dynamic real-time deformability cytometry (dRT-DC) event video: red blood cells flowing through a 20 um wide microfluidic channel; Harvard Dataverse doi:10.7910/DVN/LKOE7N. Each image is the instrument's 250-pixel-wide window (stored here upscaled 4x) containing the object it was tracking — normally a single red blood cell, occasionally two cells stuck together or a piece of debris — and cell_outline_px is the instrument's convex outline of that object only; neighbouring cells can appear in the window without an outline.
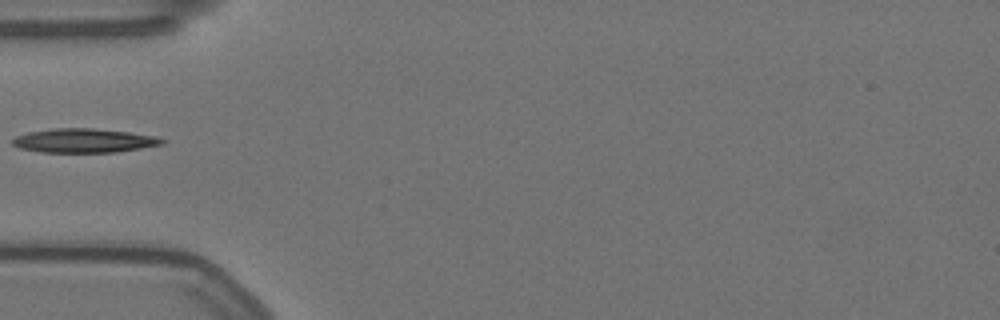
{"species": "Egyptian fruit bat (a non-hibernating species)", "species_latin": "Rousettus aegyptiacus", "temperature_condition": "warm", "stored_images_in_passage": 39, "camera_frame_rate_fps": 3000, "um_per_image_px": 0.085, "animal": {"sex": "female"}, "frame": {"image": 1, "passage_image": 1, "time_ms": 0.0, "image_size_px": [1000, 320], "cell_outline_px": [[164, 144], [116, 152], [40, 152], [20, 148], [12, 144], [12, 140], [16, 136], [28, 132], [52, 128], [92, 128], [128, 132], [156, 136], [164, 140]], "centroid_in_image_um": [7.11, 11.95], "position_along_channel_um": 77.9, "area_um2": 20.87}}
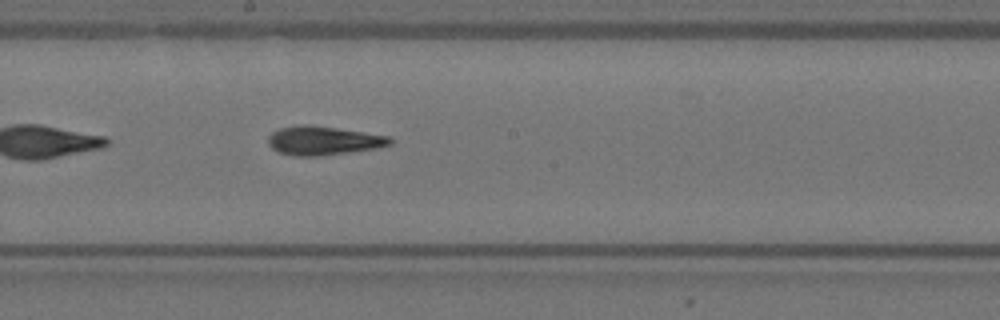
{"frame": {"image": 2, "passage_image": 13, "time_ms": 4.0, "image_size_px": [1000, 320], "cell_outline_px": [[392, 144], [376, 148], [320, 156], [292, 156], [276, 152], [268, 144], [268, 136], [272, 132], [280, 128], [300, 124], [308, 124], [336, 128], [388, 136], [392, 140]], "centroid_in_image_um": [27.42, 11.96], "position_along_channel_um": 220.8, "area_um2": 20.46}}
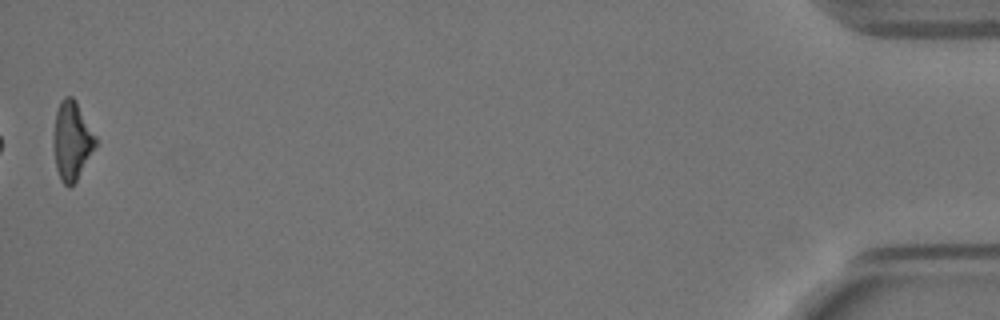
{"frame": {"image": 3, "passage_image": 39, "time_ms": 12.667, "image_size_px": [1000, 320], "cell_outline_px": [[96, 144], [76, 180], [68, 188], [60, 180], [56, 168], [52, 144], [52, 140], [56, 112], [60, 100], [64, 96], [72, 96], [76, 100], [96, 136]], "centroid_in_image_um": [6.07, 11.93], "position_along_channel_um": 429.1, "area_um2": 19.25}}